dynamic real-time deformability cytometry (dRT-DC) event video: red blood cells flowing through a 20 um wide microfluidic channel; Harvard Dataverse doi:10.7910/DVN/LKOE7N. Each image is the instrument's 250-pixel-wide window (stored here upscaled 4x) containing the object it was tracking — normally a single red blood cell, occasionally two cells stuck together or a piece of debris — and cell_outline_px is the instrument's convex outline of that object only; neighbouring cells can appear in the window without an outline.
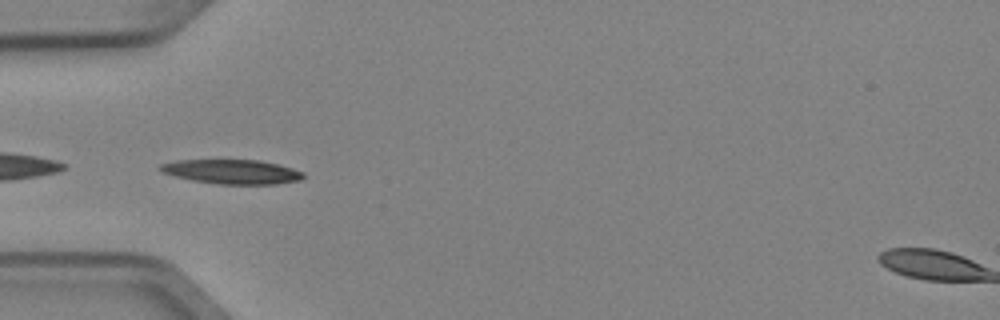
{"species": "Egyptian fruit bat (a non-hibernating species)", "species_latin": "Rousettus aegyptiacus", "temperature_condition": "cold", "stored_images_in_passage": 4, "camera_frame_rate_fps": 3000, "um_per_image_px": 0.085, "animal": {"sex": "female"}, "frame": {"image": 1, "passage_image": 4, "time_ms": 1.0, "image_size_px": [1000, 320], "cell_outline_px": [[304, 176], [300, 180], [276, 184], [220, 184], [192, 180], [160, 172], [156, 168], [160, 164], [176, 160], [260, 160], [292, 168], [304, 172]], "centroid_in_image_um": [19.69, 14.59], "position_along_channel_um": 65.3, "area_um2": 20.29}}